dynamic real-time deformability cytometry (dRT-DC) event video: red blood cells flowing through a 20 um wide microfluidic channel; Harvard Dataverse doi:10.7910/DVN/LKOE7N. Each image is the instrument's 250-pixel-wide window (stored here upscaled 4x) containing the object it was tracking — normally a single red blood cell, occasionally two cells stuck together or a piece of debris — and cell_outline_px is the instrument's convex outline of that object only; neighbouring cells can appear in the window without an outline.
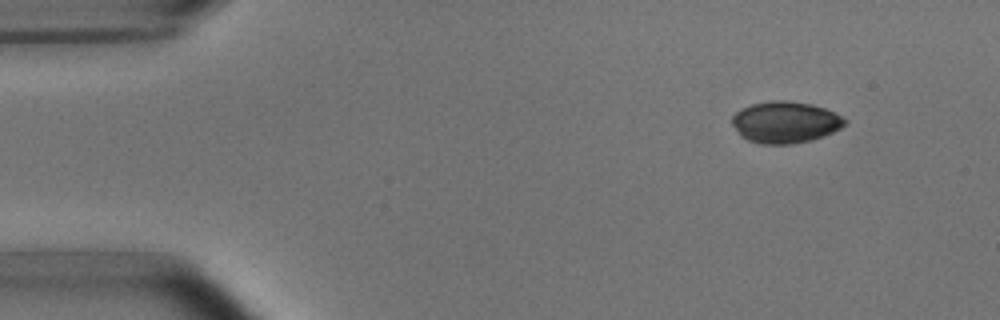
{"species": "common noctule bat (a hibernating species)", "species_latin": "Nyctalus noctula", "temperature_condition": "room temperature", "stored_images_in_passage": 4, "camera_frame_rate_fps": 3000, "um_per_image_px": 0.085, "animal": {"sex": "male", "body_mass_g": 15.6}, "frame": {"image": 1, "passage_image": 1, "time_ms": 0.0, "image_size_px": [1000, 320], "cell_outline_px": [[848, 120], [840, 128], [824, 136], [812, 140], [792, 144], [760, 144], [748, 140], [740, 136], [732, 124], [732, 116], [740, 108], [752, 104], [772, 100], [784, 100], [812, 104], [824, 108]], "centroid_in_image_um": [66.71, 10.39], "position_along_channel_um": 18.3, "area_um2": 27.34}}